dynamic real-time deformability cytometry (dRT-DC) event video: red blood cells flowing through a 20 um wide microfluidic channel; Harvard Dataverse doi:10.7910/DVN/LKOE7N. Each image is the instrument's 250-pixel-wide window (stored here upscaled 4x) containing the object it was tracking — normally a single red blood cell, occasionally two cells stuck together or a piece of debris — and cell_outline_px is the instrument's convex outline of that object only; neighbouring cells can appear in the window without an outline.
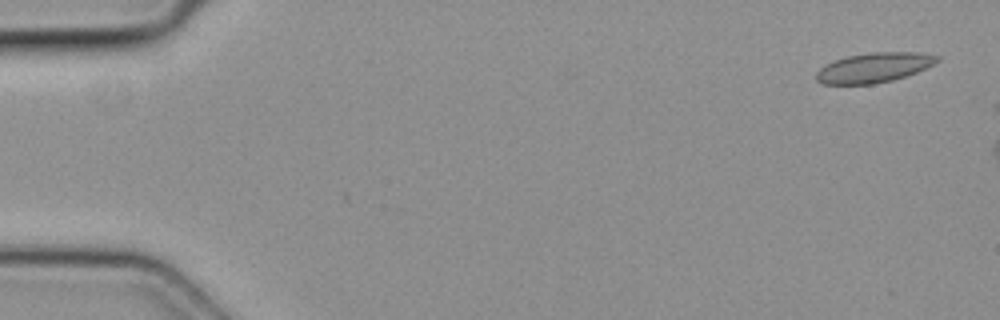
{"species": "common noctule bat (a hibernating species)", "species_latin": "Nyctalus noctula", "temperature_condition": "cold", "stored_images_in_passage": 2, "camera_frame_rate_fps": 3000, "um_per_image_px": 0.085, "animal": {"sex": "female", "body_mass_g": 19.3, "forearm_length_mm": 54.1}, "frame": {"image": 1, "passage_image": 1, "time_ms": 0.0, "image_size_px": [1000, 320], "cell_outline_px": [[940, 60], [916, 72], [892, 80], [872, 84], [824, 84], [816, 80], [816, 72], [824, 64], [848, 56], [868, 52], [920, 52], [940, 56]], "centroid_in_image_um": [74.27, 5.74], "position_along_channel_um": 10.7, "area_um2": 20.87}}